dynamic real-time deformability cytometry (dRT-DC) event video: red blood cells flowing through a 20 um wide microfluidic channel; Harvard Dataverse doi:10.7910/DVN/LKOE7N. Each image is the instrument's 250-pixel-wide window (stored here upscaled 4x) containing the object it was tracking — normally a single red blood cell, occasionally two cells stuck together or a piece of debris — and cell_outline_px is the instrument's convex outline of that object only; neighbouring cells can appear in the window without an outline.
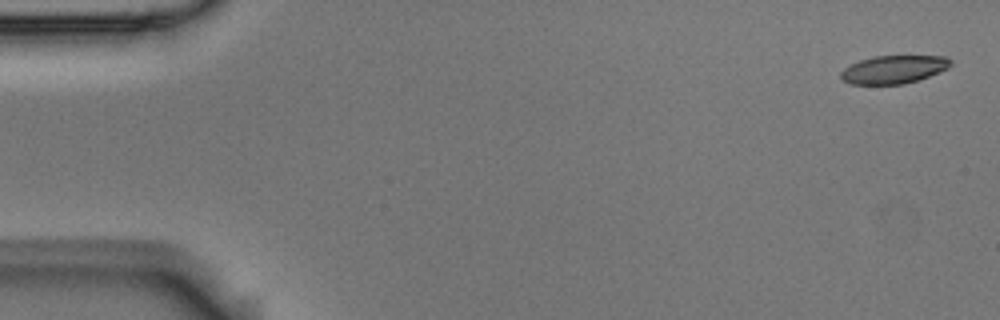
{"species": "Egyptian fruit bat (a non-hibernating species)", "species_latin": "Rousettus aegyptiacus", "temperature_condition": "room temperature", "stored_images_in_passage": 5, "camera_frame_rate_fps": 3000, "um_per_image_px": 0.085, "animal": {"sex": "male"}, "frame": {"image": 1, "passage_image": 1, "time_ms": 0.0, "image_size_px": [1000, 320], "cell_outline_px": [[952, 64], [948, 68], [928, 76], [904, 84], [852, 84], [840, 80], [840, 72], [844, 68], [860, 60], [872, 56], [948, 56], [952, 60]], "centroid_in_image_um": [75.95, 5.9], "position_along_channel_um": 9.0, "area_um2": 17.98}}
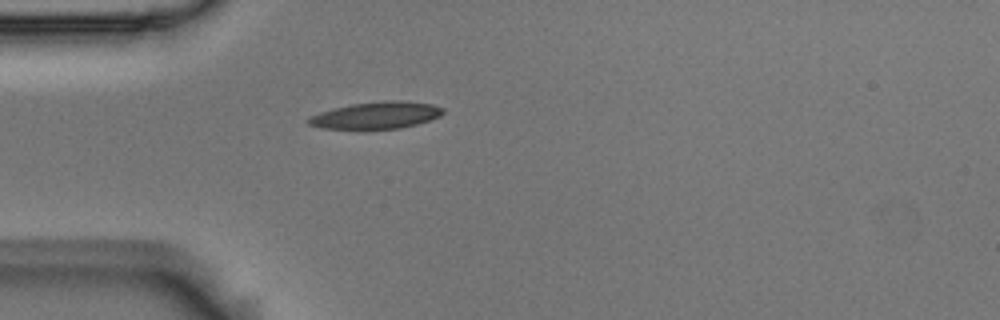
{"frame": {"image": 2, "passage_image": 5, "time_ms": 1.333, "image_size_px": [1000, 320], "cell_outline_px": [[444, 112], [440, 116], [416, 124], [400, 128], [364, 132], [320, 128], [308, 124], [304, 120], [320, 112], [352, 104], [396, 100], [432, 104], [444, 108]], "centroid_in_image_um": [31.92, 9.86], "position_along_channel_um": 53.1, "area_um2": 21.73}}